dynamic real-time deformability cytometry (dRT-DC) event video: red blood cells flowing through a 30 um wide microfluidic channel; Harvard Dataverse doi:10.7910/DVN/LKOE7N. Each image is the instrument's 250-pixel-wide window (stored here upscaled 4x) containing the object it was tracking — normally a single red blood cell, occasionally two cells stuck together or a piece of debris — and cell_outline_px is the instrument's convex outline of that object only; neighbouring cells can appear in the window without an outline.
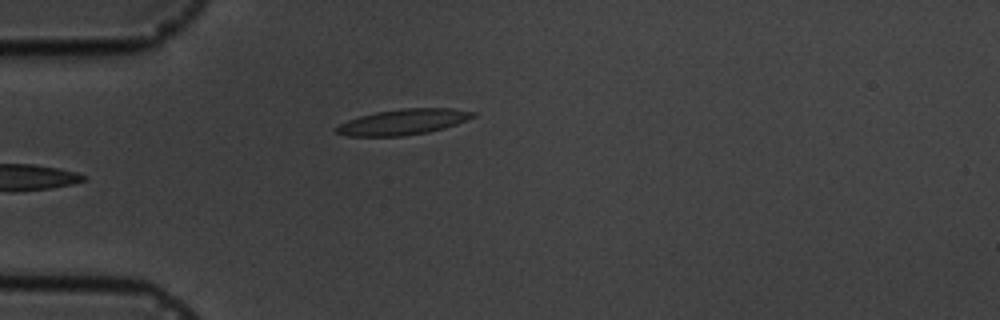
{"species": "common noctule bat (a hibernating species)", "species_latin": "Nyctalus noctula", "temperature_condition": "cold", "stored_images_in_passage": 4, "camera_frame_rate_fps": 3000, "um_per_image_px": 0.085, "animal": {"sex": "male", "body_mass_g": 19.5, "forearm_length_mm": 54.6}, "frame": {"image": 1, "passage_image": 3, "time_ms": 3.333, "image_size_px": [1000, 320], "cell_outline_px": [[476, 116], [456, 124], [444, 128], [428, 132], [404, 136], [348, 136], [332, 132], [332, 128], [348, 120], [360, 116], [376, 112], [404, 108], [452, 108], [476, 112]], "centroid_in_image_um": [34.24, 10.37], "position_along_channel_um": 50.8, "area_um2": 20.52}}